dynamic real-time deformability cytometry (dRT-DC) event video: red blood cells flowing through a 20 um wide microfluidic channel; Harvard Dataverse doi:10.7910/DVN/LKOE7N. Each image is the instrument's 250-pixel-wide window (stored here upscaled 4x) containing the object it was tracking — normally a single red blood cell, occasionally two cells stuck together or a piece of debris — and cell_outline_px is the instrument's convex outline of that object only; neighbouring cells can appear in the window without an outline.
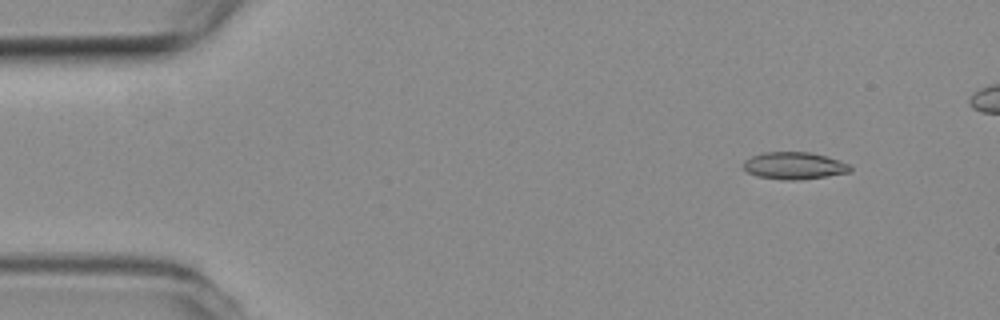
{"species": "common noctule bat (a hibernating species)", "species_latin": "Nyctalus noctula", "temperature_condition": "room temperature", "stored_images_in_passage": 50, "camera_frame_rate_fps": 3000, "um_per_image_px": 0.085, "animal": {"sex": "female", "body_mass_g": 19.3, "forearm_length_mm": 54.1}, "frame": {"image": 1, "passage_image": 6, "time_ms": 1.667, "image_size_px": [1000, 320], "cell_outline_px": [[852, 172], [796, 180], [784, 180], [756, 176], [748, 172], [744, 168], [744, 160], [752, 156], [764, 152], [812, 152], [828, 156], [840, 160], [848, 164], [852, 168]], "centroid_in_image_um": [67.53, 14.07], "position_along_channel_um": 17.5, "area_um2": 16.94}}
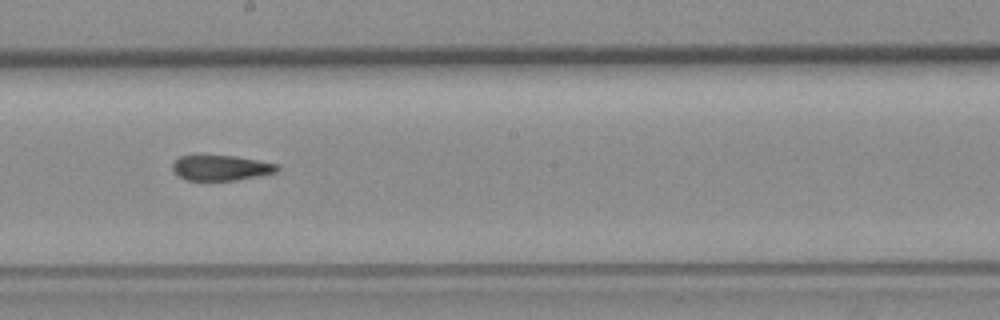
{"frame": {"image": 2, "passage_image": 30, "time_ms": 9.667, "image_size_px": [1000, 320], "cell_outline_px": [[280, 168], [276, 172], [260, 176], [236, 180], [188, 180], [180, 176], [172, 168], [172, 164], [180, 156], [236, 156], [280, 164]], "centroid_in_image_um": [18.86, 14.27], "position_along_channel_um": 229.3, "area_um2": 15.32}}
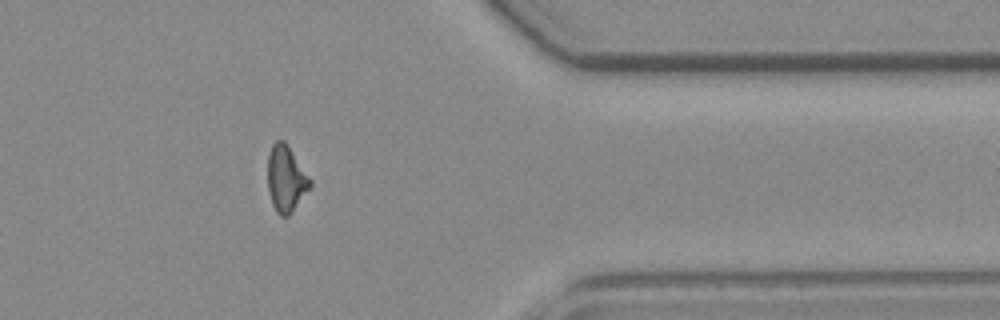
{"frame": {"image": 3, "passage_image": 44, "time_ms": 14.333, "image_size_px": [1000, 320], "cell_outline_px": [[312, 184], [292, 212], [288, 216], [280, 216], [276, 212], [272, 204], [268, 192], [268, 156], [272, 144], [276, 140], [284, 140], [312, 180]], "centroid_in_image_um": [24.3, 15.2], "position_along_channel_um": 387.1, "area_um2": 16.3}, "authors_computed_cell_mechanics": {"area_um2": 16.6753, "velocity_mm_per_s": 3.8005, "shape_relaxation_time_tau1_ms": null, "shape_relaxation_time_tau2_ms": 4.7109, "deformation_change_tau1": null, "deformation_change_tau2": 0.114}}